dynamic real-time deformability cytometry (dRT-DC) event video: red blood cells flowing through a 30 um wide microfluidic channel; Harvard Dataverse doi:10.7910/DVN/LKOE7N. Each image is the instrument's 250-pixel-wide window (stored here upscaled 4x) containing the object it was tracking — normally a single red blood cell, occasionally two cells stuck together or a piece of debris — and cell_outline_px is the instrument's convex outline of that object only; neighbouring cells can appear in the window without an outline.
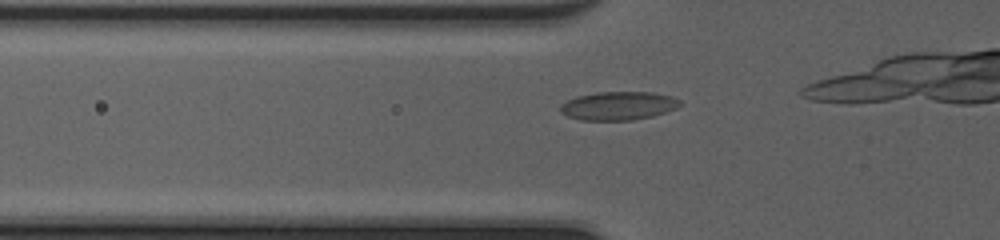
{"species": "common noctule bat (a hibernating species)", "species_latin": "Nyctalus noctula", "temperature_condition": "cold", "stored_images_in_passage": 14, "camera_frame_rate_fps": 3000, "um_per_image_px": 0.085, "animal": {"sex": "female", "body_mass_g": 20.0, "forearm_length_mm": 54.0}, "frame": {"image": 1, "passage_image": 10, "time_ms": 3.0, "image_size_px": [1000, 240], "cell_outline_px": [[680, 104], [676, 108], [652, 116], [632, 120], [580, 120], [568, 116], [560, 112], [560, 104], [576, 96], [596, 92], [652, 92], [672, 96], [680, 100]], "centroid_in_image_um": [52.53, 8.99], "position_along_channel_um": 73.3, "area_um2": 19.83}}